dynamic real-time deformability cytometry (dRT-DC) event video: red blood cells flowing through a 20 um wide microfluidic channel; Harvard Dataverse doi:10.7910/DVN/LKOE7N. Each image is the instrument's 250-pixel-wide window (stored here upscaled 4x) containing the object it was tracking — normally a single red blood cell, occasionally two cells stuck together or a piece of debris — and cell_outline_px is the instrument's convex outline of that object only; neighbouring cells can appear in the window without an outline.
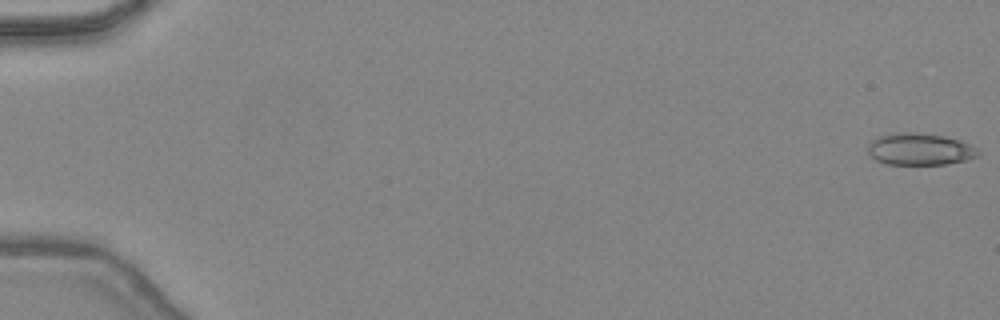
{"species": "common noctule bat (a hibernating species)", "species_latin": "Nyctalus noctula", "temperature_condition": "warm", "stored_images_in_passage": 28, "camera_frame_rate_fps": 3000, "um_per_image_px": 0.085, "animal": {"sex": "female", "body_mass_g": 24.6, "forearm_length_mm": 56.2}, "frame": {"image": 1, "passage_image": 1, "time_ms": 0.0, "image_size_px": [1000, 320], "cell_outline_px": [[980, 152], [976, 156], [968, 160], [948, 164], [888, 164], [876, 160], [868, 152], [868, 144], [876, 136], [892, 132], [916, 132], [944, 136], [960, 140], [972, 144]], "centroid_in_image_um": [78.19, 12.66], "position_along_channel_um": 6.8, "area_um2": 20.75}}
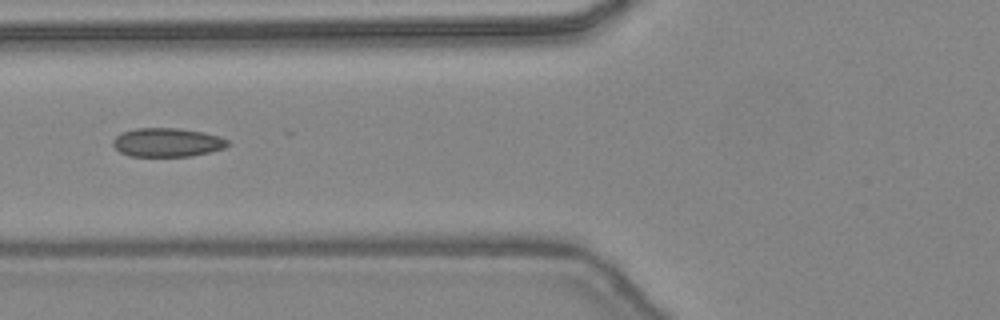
{"frame": {"image": 2, "passage_image": 20, "time_ms": 6.333, "image_size_px": [1000, 320], "cell_outline_px": [[232, 144], [224, 148], [212, 152], [192, 156], [128, 156], [120, 152], [112, 144], [112, 140], [116, 136], [124, 132], [136, 128], [180, 128], [204, 132], [220, 136], [228, 140]], "centroid_in_image_um": [14.26, 12.11], "position_along_channel_um": 111.5, "area_um2": 19.48}}
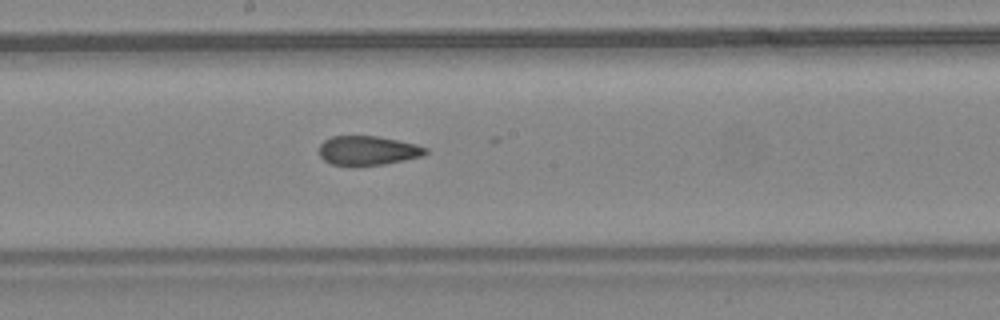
{"frame": {"image": 3, "passage_image": 27, "time_ms": 8.667, "image_size_px": [1000, 320], "cell_outline_px": [[428, 152], [424, 156], [384, 164], [352, 168], [332, 164], [324, 160], [320, 156], [320, 144], [324, 140], [332, 136], [376, 136], [416, 144], [428, 148]], "centroid_in_image_um": [31.25, 12.83], "position_along_channel_um": 216.9, "area_um2": 18.55}}